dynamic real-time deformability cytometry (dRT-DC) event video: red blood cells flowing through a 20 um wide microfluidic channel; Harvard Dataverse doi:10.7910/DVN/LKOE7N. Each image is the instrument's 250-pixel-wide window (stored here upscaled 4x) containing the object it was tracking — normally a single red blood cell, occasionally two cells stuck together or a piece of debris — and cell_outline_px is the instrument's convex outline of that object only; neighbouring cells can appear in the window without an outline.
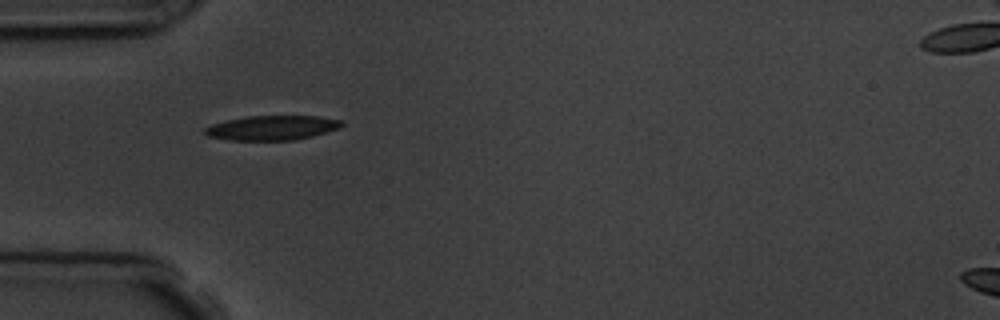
{"species": "common noctule bat (a hibernating species)", "species_latin": "Nyctalus noctula", "temperature_condition": "room temperature", "stored_images_in_passage": 1, "camera_frame_rate_fps": 3000, "um_per_image_px": 0.085, "animal": {"sex": "male", "body_mass_g": 19.5, "forearm_length_mm": 54.6}, "frame": {"image": 1, "passage_image": 1, "time_ms": 0.0, "image_size_px": [1000, 320], "cell_outline_px": [[344, 124], [340, 128], [328, 132], [296, 140], [232, 140], [208, 136], [204, 132], [204, 128], [212, 124], [228, 120], [248, 116], [320, 116], [344, 120]], "centroid_in_image_um": [23.2, 10.86], "position_along_channel_um": 61.8, "area_um2": 19.65}}